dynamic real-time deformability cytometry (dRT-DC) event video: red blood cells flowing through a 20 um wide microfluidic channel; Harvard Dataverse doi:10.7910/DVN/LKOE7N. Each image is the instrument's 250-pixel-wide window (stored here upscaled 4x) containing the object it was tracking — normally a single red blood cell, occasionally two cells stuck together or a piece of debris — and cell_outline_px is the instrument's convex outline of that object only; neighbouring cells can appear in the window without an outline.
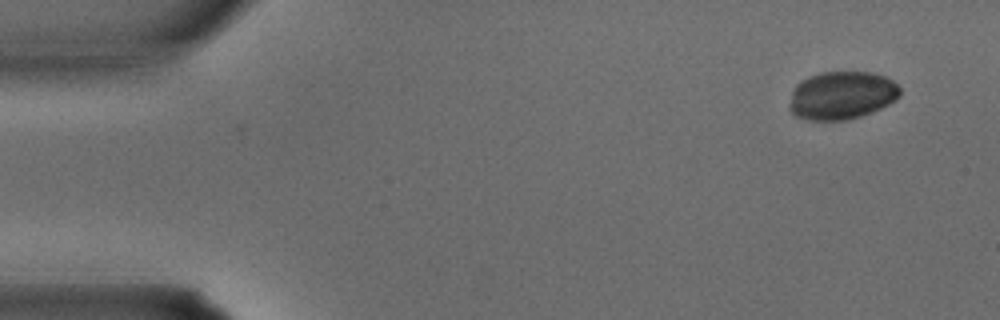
{"species": "common noctule bat (a hibernating species)", "species_latin": "Nyctalus noctula", "temperature_condition": "warm", "stored_images_in_passage": 5, "camera_frame_rate_fps": 3000, "um_per_image_px": 0.085, "animal": {"sex": "male", "body_mass_g": 15.6}, "frame": {"image": 1, "passage_image": 5, "time_ms": 1.333, "image_size_px": [1000, 320], "cell_outline_px": [[900, 96], [896, 100], [872, 112], [860, 116], [844, 120], [808, 120], [796, 116], [788, 108], [788, 104], [792, 92], [796, 84], [800, 80], [808, 76], [824, 72], [872, 72], [884, 76], [892, 80], [900, 88]], "centroid_in_image_um": [71.53, 8.1], "position_along_channel_um": 13.5, "area_um2": 31.1}}